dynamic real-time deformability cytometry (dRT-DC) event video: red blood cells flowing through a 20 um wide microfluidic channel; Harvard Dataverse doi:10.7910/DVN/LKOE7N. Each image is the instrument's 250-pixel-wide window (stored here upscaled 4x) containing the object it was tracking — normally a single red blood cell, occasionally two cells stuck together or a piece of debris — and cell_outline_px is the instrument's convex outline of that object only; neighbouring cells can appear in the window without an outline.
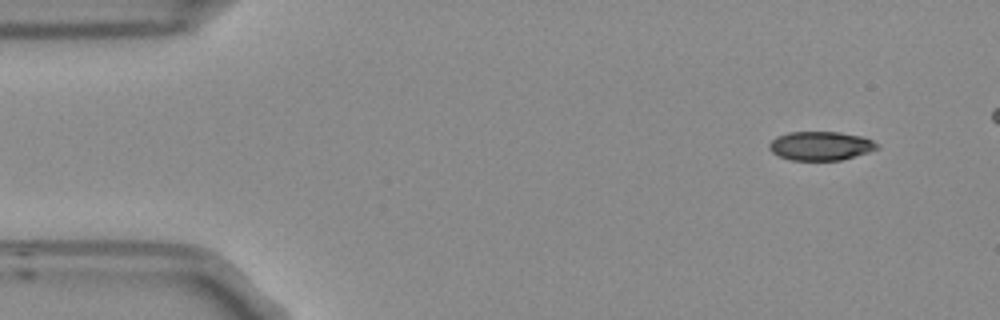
{"species": "Egyptian fruit bat (a non-hibernating species)", "species_latin": "Rousettus aegyptiacus", "temperature_condition": "room temperature", "stored_images_in_passage": 5, "camera_frame_rate_fps": 3000, "um_per_image_px": 0.085, "frame": {"image": 1, "passage_image": 1, "time_ms": 0.0, "image_size_px": [1000, 320], "cell_outline_px": [[880, 148], [868, 152], [840, 160], [792, 160], [780, 156], [772, 152], [768, 148], [768, 144], [776, 136], [788, 132], [840, 132], [860, 136], [872, 140], [880, 144]], "centroid_in_image_um": [69.75, 12.39], "position_along_channel_um": 15.2, "area_um2": 18.15}}